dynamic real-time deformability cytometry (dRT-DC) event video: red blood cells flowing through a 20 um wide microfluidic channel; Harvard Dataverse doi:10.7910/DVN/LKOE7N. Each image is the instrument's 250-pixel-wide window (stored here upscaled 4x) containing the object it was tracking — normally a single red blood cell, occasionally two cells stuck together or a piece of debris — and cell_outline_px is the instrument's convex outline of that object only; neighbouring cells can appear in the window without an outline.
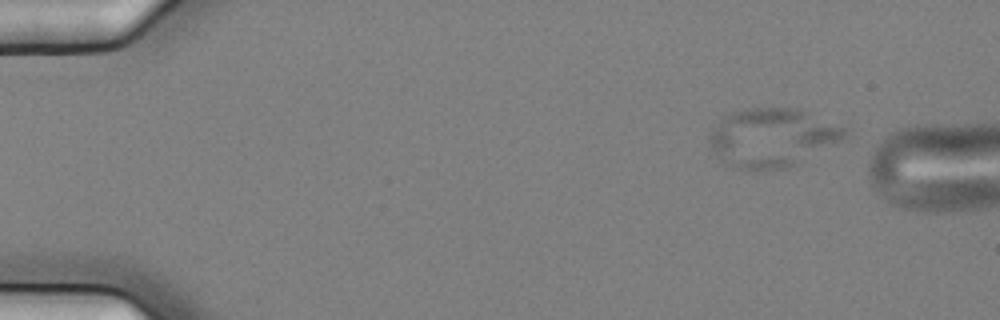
{"species": "common noctule bat (a hibernating species)", "species_latin": "Nyctalus noctula", "temperature_condition": "cold", "stored_images_in_passage": 3, "camera_frame_rate_fps": 3000, "um_per_image_px": 0.085, "animal": {"sex": "female", "body_mass_g": 25.1}, "frame": {"image": 1, "passage_image": 1, "time_ms": 0.0, "image_size_px": [1000, 320], "cell_outline_px": [[852, 136], [844, 140], [784, 168], [736, 168], [724, 164], [720, 160], [712, 148], [708, 140], [708, 136], [712, 128], [724, 116], [732, 112], [748, 108], [800, 108], [852, 128]], "centroid_in_image_um": [65.72, 11.64], "position_along_channel_um": 19.3, "area_um2": 46.53}}